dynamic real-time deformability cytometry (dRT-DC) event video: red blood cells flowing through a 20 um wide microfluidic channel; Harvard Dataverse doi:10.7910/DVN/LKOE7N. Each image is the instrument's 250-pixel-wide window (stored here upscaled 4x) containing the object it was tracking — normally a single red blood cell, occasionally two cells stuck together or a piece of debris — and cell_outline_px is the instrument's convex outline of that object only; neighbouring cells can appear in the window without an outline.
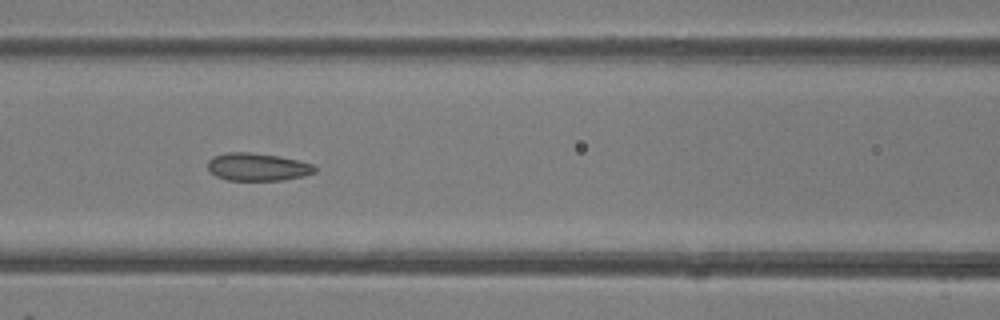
{"species": "common noctule bat (a hibernating species)", "species_latin": "Nyctalus noctula", "temperature_condition": "room temperature", "stored_images_in_passage": 36, "camera_frame_rate_fps": 3000, "um_per_image_px": 0.085, "animal": {"sex": "female"}, "frame": {"image": 1, "passage_image": 9, "time_ms": 2.667, "image_size_px": [1000, 320], "cell_outline_px": [[316, 172], [300, 176], [280, 180], [228, 180], [216, 176], [208, 168], [208, 160], [212, 156], [228, 152], [248, 152], [280, 156], [312, 164], [316, 168]], "centroid_in_image_um": [21.85, 14.18], "position_along_channel_um": 144.7, "area_um2": 17.11}}
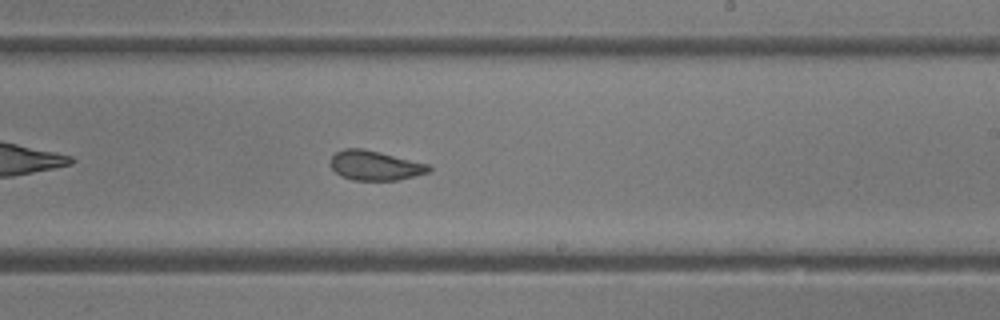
{"frame": {"image": 2, "passage_image": 17, "time_ms": 5.333, "image_size_px": [1000, 320], "cell_outline_px": [[432, 168], [428, 172], [396, 180], [352, 180], [340, 176], [328, 164], [332, 156], [336, 152], [344, 148], [360, 148], [380, 152], [428, 164]], "centroid_in_image_um": [31.82, 14.06], "position_along_channel_um": 257.2, "area_um2": 16.88}}
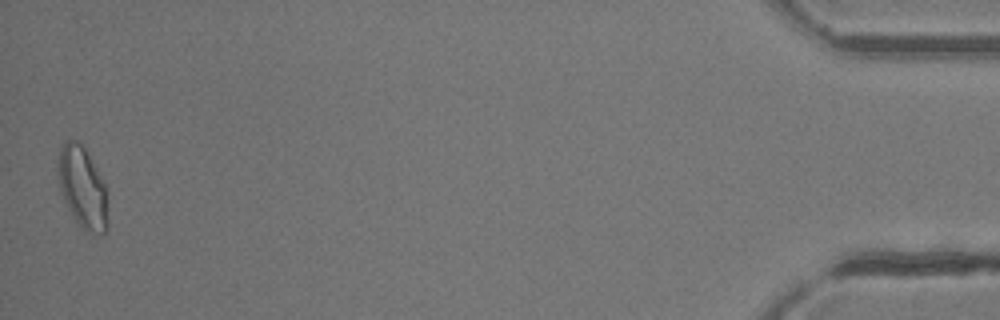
{"frame": {"image": 3, "passage_image": 36, "time_ms": 11.667, "image_size_px": [1000, 320], "cell_outline_px": [[108, 228], [104, 232], [84, 232], [68, 208], [64, 200], [60, 188], [56, 168], [60, 152], [64, 144], [68, 140], [76, 140], [84, 148], [96, 168], [104, 184], [108, 224]], "centroid_in_image_um": [6.99, 15.96], "position_along_channel_um": 428.2, "area_um2": 23.06}, "authors_computed_cell_mechanics": {"area_um2": 17.6001, "velocity_mm_per_s": 4.2193, "shape_relaxation_time_tau1_ms": 10.8958, "shape_relaxation_time_tau2_ms": 1.129, "deformation_change_tau1": 0.2249, "deformation_change_tau2": 0.0652}}